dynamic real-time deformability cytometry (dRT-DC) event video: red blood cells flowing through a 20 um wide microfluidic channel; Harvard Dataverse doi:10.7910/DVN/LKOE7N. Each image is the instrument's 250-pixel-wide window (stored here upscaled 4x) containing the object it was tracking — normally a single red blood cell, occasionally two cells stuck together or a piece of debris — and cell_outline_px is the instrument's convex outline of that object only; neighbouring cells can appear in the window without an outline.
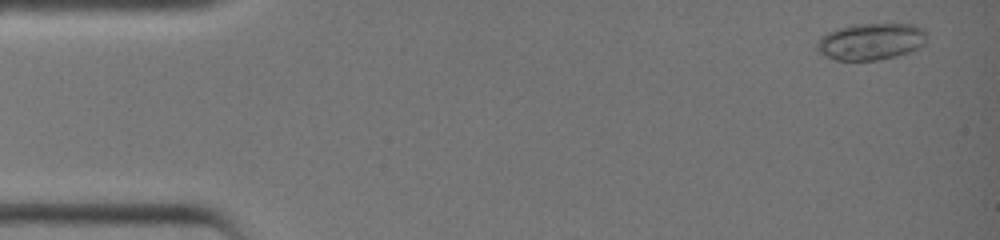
{"species": "common noctule bat (a hibernating species)", "species_latin": "Nyctalus noctula", "temperature_condition": "warm", "stored_images_in_passage": 36, "camera_frame_rate_fps": 3000, "um_per_image_px": 0.085, "animal": {"sex": "female", "body_mass_g": 19.0, "forearm_length_mm": 51.5}, "frame": {"image": 1, "passage_image": 2, "time_ms": 0.333, "image_size_px": [1000, 240], "cell_outline_px": [[928, 36], [924, 44], [920, 48], [896, 56], [880, 60], [836, 60], [824, 56], [816, 48], [816, 40], [820, 36], [836, 28], [852, 24], [916, 24], [924, 28], [928, 32]], "centroid_in_image_um": [74.05, 3.51], "position_along_channel_um": 11.0, "area_um2": 24.04}}
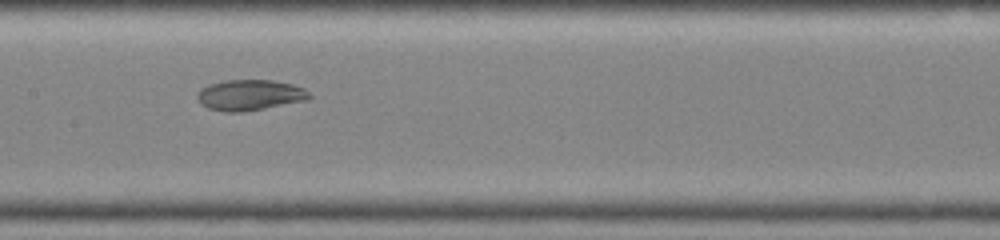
{"frame": {"image": 2, "passage_image": 20, "time_ms": 6.333, "image_size_px": [1000, 240], "cell_outline_px": [[312, 100], [240, 112], [224, 112], [208, 108], [200, 104], [196, 100], [196, 96], [200, 88], [208, 84], [224, 80], [272, 80], [292, 84], [304, 88], [312, 96]], "centroid_in_image_um": [21.23, 8.08], "position_along_channel_um": 186.2, "area_um2": 20.4}}
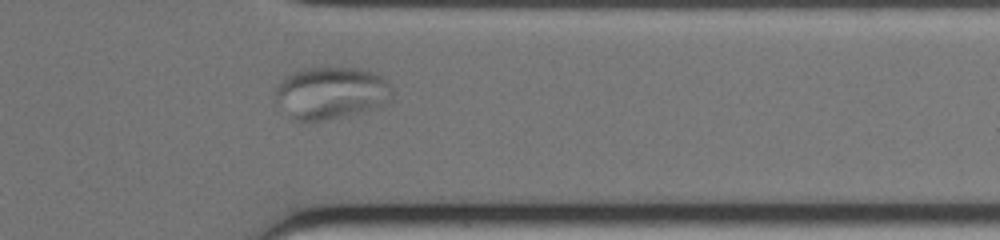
{"frame": {"image": 3, "passage_image": 32, "time_ms": 10.333, "image_size_px": [1000, 240], "cell_outline_px": [[392, 100], [376, 108], [348, 116], [324, 120], [292, 120], [276, 104], [276, 84], [284, 76], [292, 72], [304, 68], [360, 68], [372, 72], [388, 80], [392, 88]], "centroid_in_image_um": [28.13, 7.9], "position_along_channel_um": 383.3, "area_um2": 36.07}}